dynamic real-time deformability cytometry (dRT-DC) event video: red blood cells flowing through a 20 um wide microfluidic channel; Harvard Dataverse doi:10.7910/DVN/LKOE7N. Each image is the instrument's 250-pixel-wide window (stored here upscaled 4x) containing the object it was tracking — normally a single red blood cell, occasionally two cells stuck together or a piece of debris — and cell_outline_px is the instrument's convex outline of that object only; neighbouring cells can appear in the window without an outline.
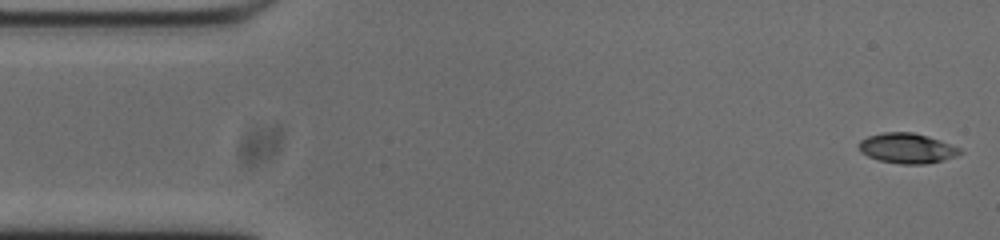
{"species": "common noctule bat (a hibernating species)", "species_latin": "Nyctalus noctula", "temperature_condition": "cold", "stored_images_in_passage": 53, "camera_frame_rate_fps": 3000, "um_per_image_px": 0.085, "animal": {"sex": "male", "body_mass_g": 20.0, "forearm_length_mm": 53.3}, "frame": {"image": 1, "passage_image": 1, "time_ms": 0.0, "image_size_px": [1000, 240], "cell_outline_px": [[964, 152], [956, 156], [944, 160], [924, 164], [900, 164], [880, 160], [868, 156], [860, 152], [856, 144], [860, 140], [868, 136], [884, 132], [912, 132], [928, 136], [940, 140], [960, 148]], "centroid_in_image_um": [77.08, 12.6], "position_along_channel_um": 7.9, "area_um2": 17.86}}
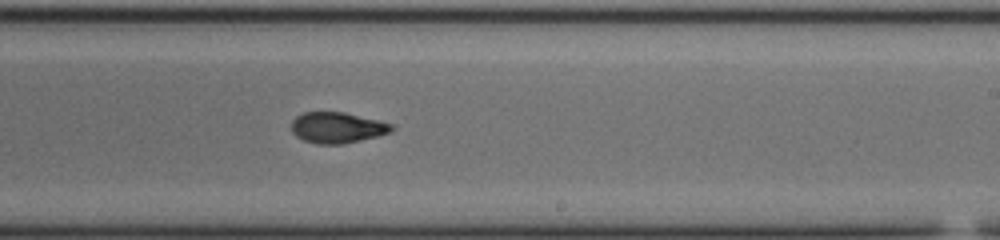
{"frame": {"image": 2, "passage_image": 30, "time_ms": 9.667, "image_size_px": [1000, 240], "cell_outline_px": [[396, 128], [388, 132], [376, 136], [344, 144], [316, 144], [304, 140], [296, 136], [292, 132], [292, 120], [296, 116], [304, 112], [344, 112], [392, 124]], "centroid_in_image_um": [28.63, 10.85], "position_along_channel_um": 260.4, "area_um2": 17.86}}
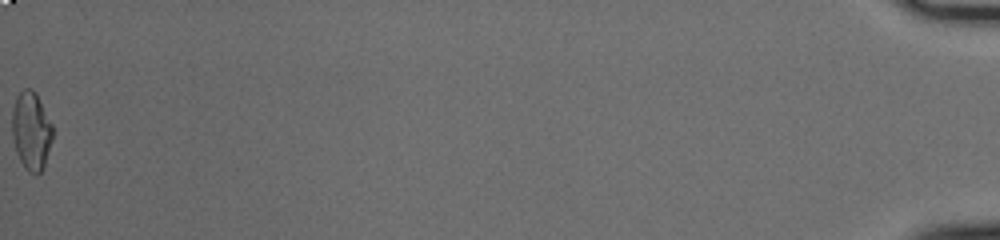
{"frame": {"image": 3, "passage_image": 53, "time_ms": 17.333, "image_size_px": [1000, 240], "cell_outline_px": [[52, 140], [44, 168], [36, 176], [28, 172], [24, 168], [16, 152], [12, 136], [12, 108], [16, 96], [24, 88], [32, 88], [36, 92], [52, 124]], "centroid_in_image_um": [2.65, 11.13], "position_along_channel_um": 432.6, "area_um2": 18.79}, "authors_computed_cell_mechanics": {"area_um2": 18.2648, "velocity_mm_per_s": 3.766, "shape_relaxation_time_tau1_ms": 6.2144, "shape_relaxation_time_tau2_ms": 1.9489, "deformation_change_tau1": 0.2162, "deformation_change_tau2": 0.0694}}